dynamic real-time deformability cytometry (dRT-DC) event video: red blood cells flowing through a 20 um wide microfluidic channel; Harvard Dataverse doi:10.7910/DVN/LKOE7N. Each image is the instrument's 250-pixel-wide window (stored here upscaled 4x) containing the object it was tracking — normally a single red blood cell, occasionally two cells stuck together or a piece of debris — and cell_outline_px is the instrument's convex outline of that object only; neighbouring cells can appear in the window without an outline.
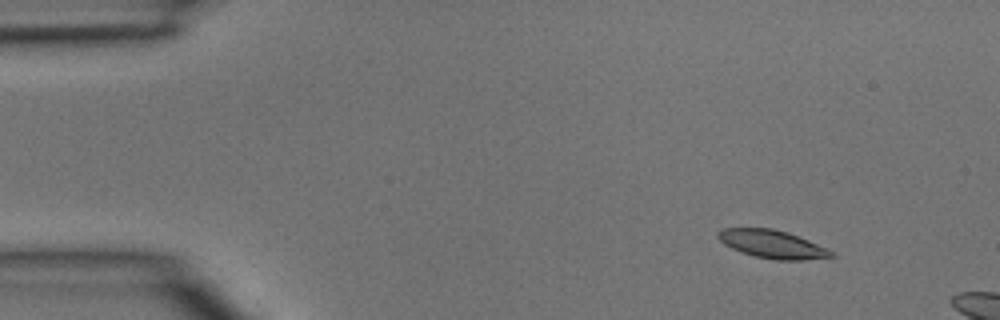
{"species": "common noctule bat (a hibernating species)", "species_latin": "Nyctalus noctula", "temperature_condition": "room temperature", "stored_images_in_passage": 4, "camera_frame_rate_fps": 3000, "um_per_image_px": 0.085, "animal": {"sex": "male", "body_mass_g": 15.6}, "frame": {"image": 1, "passage_image": 2, "time_ms": 0.333, "image_size_px": [1000, 320], "cell_outline_px": [[836, 256], [800, 260], [776, 260], [756, 256], [740, 252], [724, 244], [716, 236], [716, 232], [724, 228], [772, 228], [788, 232], [808, 240], [832, 252]], "centroid_in_image_um": [65.58, 20.74], "position_along_channel_um": 19.4, "area_um2": 18.32}}